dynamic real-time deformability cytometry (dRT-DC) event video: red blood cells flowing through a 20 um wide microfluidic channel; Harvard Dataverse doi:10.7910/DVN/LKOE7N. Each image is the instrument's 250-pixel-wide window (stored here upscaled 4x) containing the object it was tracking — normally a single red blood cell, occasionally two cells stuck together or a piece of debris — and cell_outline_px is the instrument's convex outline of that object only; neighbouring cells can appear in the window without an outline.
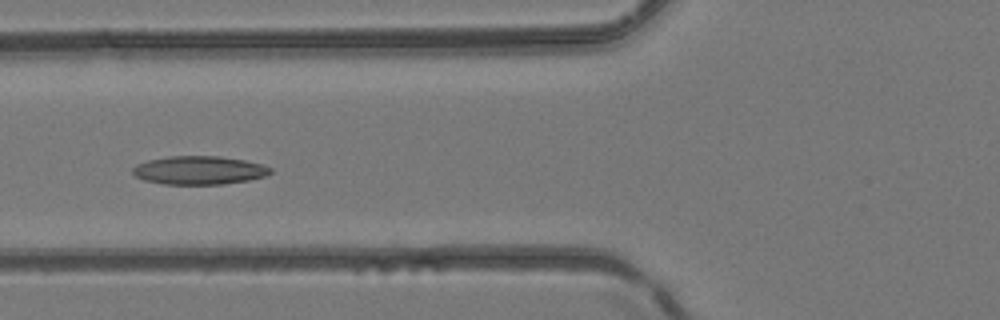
{"species": "common noctule bat (a hibernating species)", "species_latin": "Nyctalus noctula", "temperature_condition": "room temperature", "stored_images_in_passage": 5, "camera_frame_rate_fps": 3000, "um_per_image_px": 0.085, "animal": {"sex": "female", "body_mass_g": 24.6, "forearm_length_mm": 56.2}, "frame": {"image": 1, "passage_image": 5, "time_ms": 1.333, "image_size_px": [1000, 320], "cell_outline_px": [[272, 172], [264, 176], [248, 180], [224, 184], [164, 184], [144, 180], [132, 176], [132, 168], [136, 164], [148, 160], [168, 156], [220, 156], [244, 160], [264, 164], [272, 168]], "centroid_in_image_um": [16.9, 14.47], "position_along_channel_um": 108.9, "area_um2": 23.0}}